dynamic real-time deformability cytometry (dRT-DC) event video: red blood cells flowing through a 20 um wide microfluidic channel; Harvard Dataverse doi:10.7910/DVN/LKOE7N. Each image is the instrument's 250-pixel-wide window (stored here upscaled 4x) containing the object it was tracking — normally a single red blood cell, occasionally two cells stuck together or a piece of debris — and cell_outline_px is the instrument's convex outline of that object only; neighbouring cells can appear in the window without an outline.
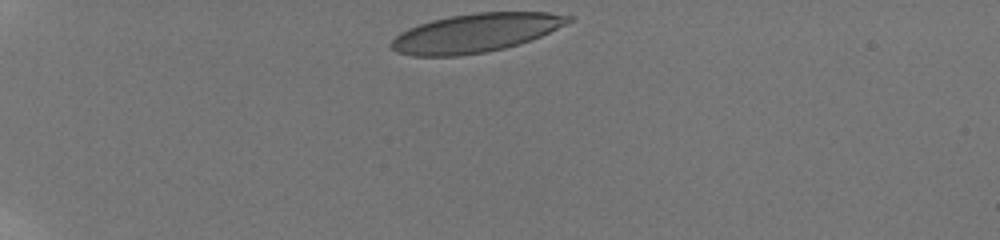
{"species": "human", "species_latin": "Homo sapiens", "temperature_condition": "room temperature", "stored_images_in_passage": 8, "camera_frame_rate_fps": 3000, "um_per_image_px": 0.085, "donor": {"sex": "male"}, "frame": {"image": 1, "passage_image": 1, "time_ms": 0.0, "image_size_px": [1000, 240], "cell_outline_px": [[572, 20], [540, 36], [520, 44], [504, 48], [484, 52], [460, 56], [412, 56], [396, 52], [388, 44], [400, 32], [408, 28], [432, 20], [452, 16], [476, 12], [548, 12], [572, 16]], "centroid_in_image_um": [40.38, 2.8], "position_along_channel_um": 44.6, "area_um2": 39.71}}
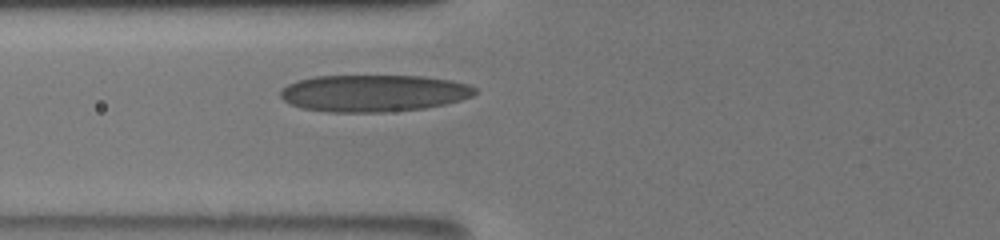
{"frame": {"image": 2, "passage_image": 8, "time_ms": 3.0, "image_size_px": [1000, 240], "cell_outline_px": [[476, 92], [472, 96], [460, 100], [444, 104], [424, 108], [384, 112], [328, 112], [300, 108], [284, 100], [280, 96], [280, 92], [288, 84], [296, 80], [316, 76], [424, 76], [452, 80], [468, 84], [476, 88]], "centroid_in_image_um": [31.75, 7.92], "position_along_channel_um": 94.0, "area_um2": 41.91}}